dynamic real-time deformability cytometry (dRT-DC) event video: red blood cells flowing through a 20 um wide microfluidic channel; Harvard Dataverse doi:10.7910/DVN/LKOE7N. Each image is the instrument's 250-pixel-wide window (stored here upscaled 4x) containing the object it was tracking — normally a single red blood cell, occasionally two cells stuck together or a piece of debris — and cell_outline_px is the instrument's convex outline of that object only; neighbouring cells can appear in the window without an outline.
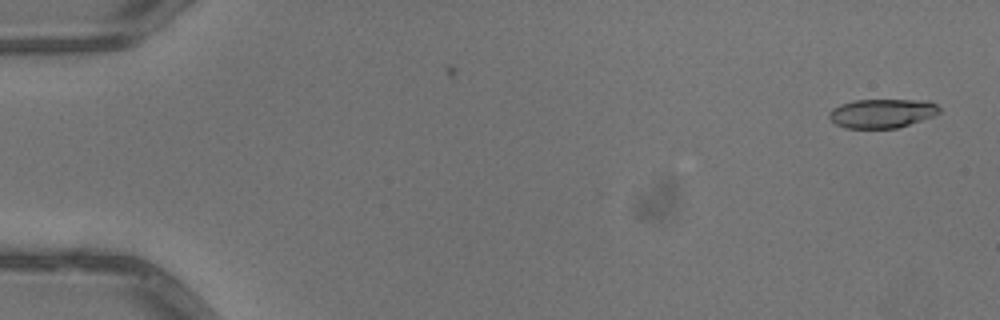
{"species": "common noctule bat (a hibernating species)", "species_latin": "Nyctalus noctula", "temperature_condition": "warm", "stored_images_in_passage": 2, "camera_frame_rate_fps": 3000, "um_per_image_px": 0.085, "animal": {"sex": "male", "body_mass_g": 13.3}, "frame": {"image": 1, "passage_image": 2, "time_ms": 0.333, "image_size_px": [1000, 320], "cell_outline_px": [[940, 112], [932, 116], [896, 128], [844, 128], [836, 124], [828, 116], [828, 112], [832, 108], [840, 104], [856, 100], [928, 100], [936, 104], [940, 108]], "centroid_in_image_um": [74.95, 9.62], "position_along_channel_um": 10.1, "area_um2": 18.55}}